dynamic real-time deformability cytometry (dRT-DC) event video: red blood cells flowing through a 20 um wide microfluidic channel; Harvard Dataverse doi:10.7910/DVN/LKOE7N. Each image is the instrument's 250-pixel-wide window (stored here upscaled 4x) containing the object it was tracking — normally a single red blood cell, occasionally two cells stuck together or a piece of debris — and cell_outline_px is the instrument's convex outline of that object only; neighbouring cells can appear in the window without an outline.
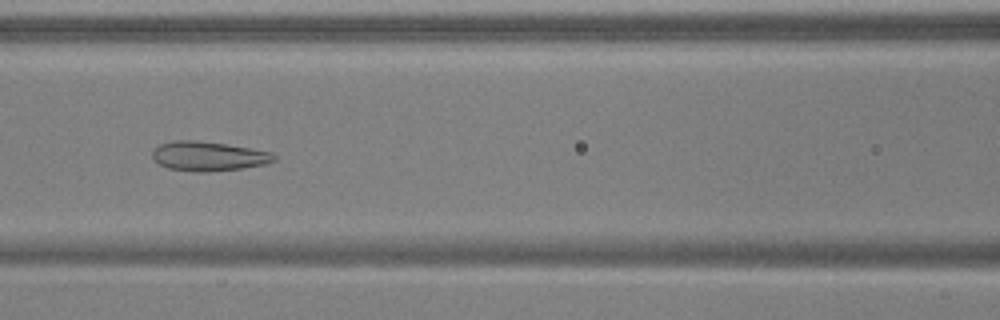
{"species": "common noctule bat (a hibernating species)", "species_latin": "Nyctalus noctula", "temperature_condition": "warm", "stored_images_in_passage": 39, "camera_frame_rate_fps": 3000, "um_per_image_px": 0.085, "animal": {"sex": "male", "body_mass_g": 17.9, "forearm_length_mm": 54.2}, "frame": {"image": 1, "passage_image": 10, "time_ms": 3.0, "image_size_px": [1000, 320], "cell_outline_px": [[276, 160], [268, 164], [244, 168], [208, 172], [196, 172], [168, 168], [160, 164], [152, 156], [152, 152], [160, 144], [172, 140], [196, 140], [224, 144], [272, 152], [276, 156]], "centroid_in_image_um": [17.74, 13.28], "position_along_channel_um": 148.9, "area_um2": 20.87}}
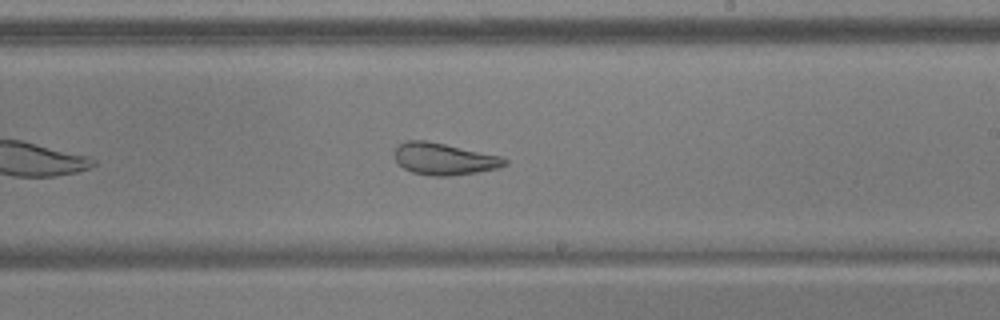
{"frame": {"image": 2, "passage_image": 18, "time_ms": 5.667, "image_size_px": [1000, 320], "cell_outline_px": [[508, 164], [500, 168], [452, 176], [432, 176], [412, 172], [404, 168], [396, 160], [396, 148], [400, 144], [408, 140], [424, 140], [444, 144], [500, 156], [508, 160]], "centroid_in_image_um": [37.78, 13.52], "position_along_channel_um": 251.2, "area_um2": 20.17}}
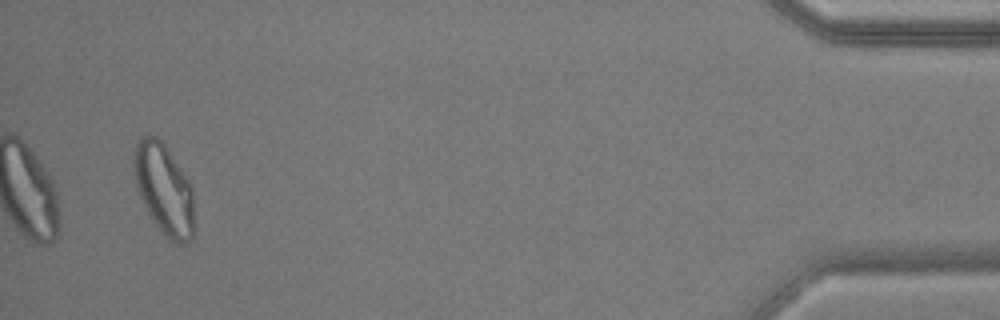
{"frame": {"image": 3, "passage_image": 37, "time_ms": 12.0, "image_size_px": [1000, 320], "cell_outline_px": [[192, 240], [184, 244], [176, 244], [164, 236], [148, 212], [140, 196], [136, 184], [132, 164], [132, 156], [136, 144], [148, 132], [156, 136], [164, 144], [188, 180], [192, 188]], "centroid_in_image_um": [13.9, 16.07], "position_along_channel_um": 421.3, "area_um2": 31.56}, "authors_computed_cell_mechanics": {"area_um2": 22.7732, "velocity_mm_per_s": 3.8524, "shape_relaxation_time_tau1_ms": 6.3131, "shape_relaxation_time_tau2_ms": 1.2556, "deformation_change_tau1": 0.165, "deformation_change_tau2": 0.0962}}